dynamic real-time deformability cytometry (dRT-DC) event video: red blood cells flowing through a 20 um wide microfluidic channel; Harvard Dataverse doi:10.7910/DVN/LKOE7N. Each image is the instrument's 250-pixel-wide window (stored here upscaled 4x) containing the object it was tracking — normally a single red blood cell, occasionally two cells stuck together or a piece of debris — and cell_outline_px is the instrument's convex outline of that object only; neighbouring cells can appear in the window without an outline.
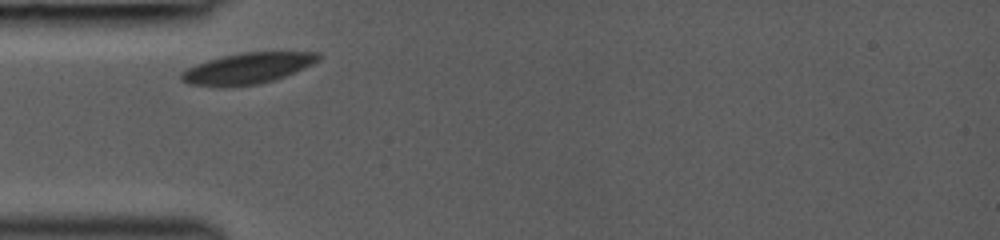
{"species": "common noctule bat (a hibernating species)", "species_latin": "Nyctalus noctula", "temperature_condition": "room temperature", "stored_images_in_passage": 17, "camera_frame_rate_fps": 3000, "um_per_image_px": 0.085, "animal": {"sex": "female", "body_mass_g": 19.0, "forearm_length_mm": 53.3}, "frame": {"image": 1, "passage_image": 1, "time_ms": 0.0, "image_size_px": [1000, 240], "cell_outline_px": [[320, 56], [312, 64], [304, 68], [284, 76], [272, 80], [256, 84], [228, 88], [220, 88], [192, 84], [180, 80], [180, 72], [196, 64], [208, 60], [240, 52], [320, 52]], "centroid_in_image_um": [20.98, 5.82], "position_along_channel_um": 64.0, "area_um2": 24.68}}
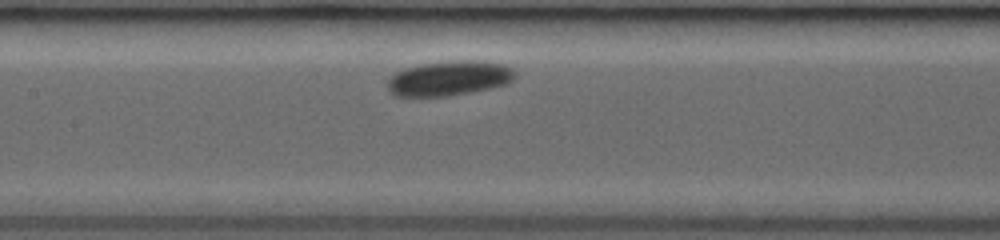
{"frame": {"image": 2, "passage_image": 7, "time_ms": 2.667, "image_size_px": [1000, 240], "cell_outline_px": [[516, 76], [508, 84], [492, 88], [448, 96], [396, 96], [388, 92], [388, 80], [396, 72], [404, 68], [420, 64], [448, 60], [476, 60], [504, 64], [512, 68], [516, 72]], "centroid_in_image_um": [38.2, 6.64], "position_along_channel_um": 169.2, "area_um2": 26.18}}
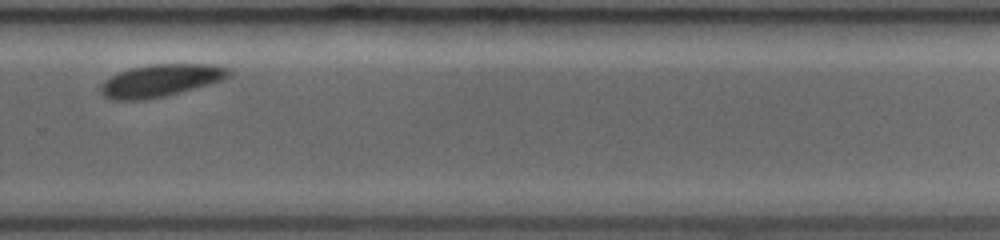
{"frame": {"image": 3, "passage_image": 15, "time_ms": 6.333, "image_size_px": [1000, 240], "cell_outline_px": [[232, 72], [224, 80], [180, 92], [164, 96], [144, 100], [112, 100], [104, 96], [100, 92], [100, 84], [104, 80], [120, 72], [132, 68], [148, 64], [216, 64], [228, 68]], "centroid_in_image_um": [13.66, 6.84], "position_along_channel_um": 316.1, "area_um2": 24.22}}